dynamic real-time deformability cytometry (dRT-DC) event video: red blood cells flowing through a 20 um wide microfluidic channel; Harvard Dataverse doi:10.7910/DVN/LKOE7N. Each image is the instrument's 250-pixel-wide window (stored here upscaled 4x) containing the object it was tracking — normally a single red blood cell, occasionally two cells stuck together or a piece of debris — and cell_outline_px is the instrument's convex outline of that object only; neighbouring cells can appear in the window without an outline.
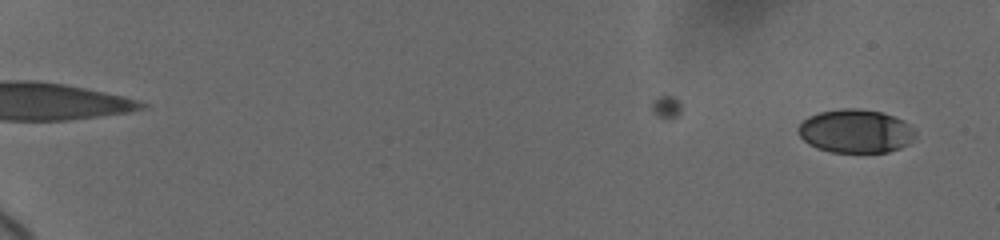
{"species": "human", "species_latin": "Homo sapiens", "temperature_condition": "cold", "stored_images_in_passage": 23, "camera_frame_rate_fps": 3000, "um_per_image_px": 0.085, "donor": {"sex": "female"}, "frame": {"image": 1, "passage_image": 4, "time_ms": 1.0, "image_size_px": [1000, 240], "cell_outline_px": [[916, 136], [908, 144], [900, 148], [888, 152], [828, 152], [816, 148], [808, 144], [800, 136], [800, 124], [808, 116], [820, 112], [840, 108], [856, 108], [880, 112], [904, 120], [916, 132]], "centroid_in_image_um": [72.74, 11.15], "position_along_channel_um": 12.3, "area_um2": 29.65}}
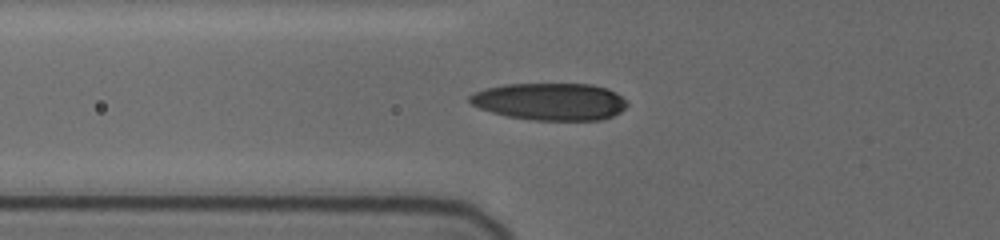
{"frame": {"image": 2, "passage_image": 18, "time_ms": 8.333, "image_size_px": [1000, 240], "cell_outline_px": [[628, 104], [620, 112], [612, 116], [600, 120], [532, 120], [508, 116], [492, 112], [480, 108], [472, 104], [468, 100], [468, 96], [476, 92], [488, 88], [504, 84], [592, 84], [608, 88], [616, 92]], "centroid_in_image_um": [46.77, 8.63], "position_along_channel_um": 79.0, "area_um2": 34.04}}
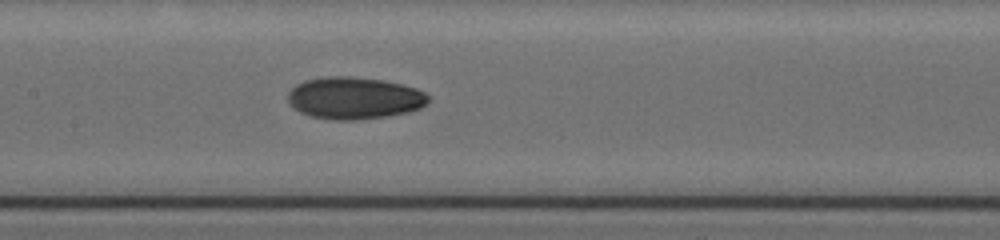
{"frame": {"image": 3, "passage_image": 23, "time_ms": 11.0, "image_size_px": [1000, 240], "cell_outline_px": [[428, 104], [420, 108], [408, 112], [388, 116], [356, 120], [332, 120], [312, 116], [300, 112], [288, 100], [288, 92], [296, 84], [304, 80], [328, 76], [348, 76], [380, 80], [400, 84], [416, 88], [424, 92], [428, 96]], "centroid_in_image_um": [30.12, 8.34], "position_along_channel_um": 177.3, "area_um2": 34.28}}